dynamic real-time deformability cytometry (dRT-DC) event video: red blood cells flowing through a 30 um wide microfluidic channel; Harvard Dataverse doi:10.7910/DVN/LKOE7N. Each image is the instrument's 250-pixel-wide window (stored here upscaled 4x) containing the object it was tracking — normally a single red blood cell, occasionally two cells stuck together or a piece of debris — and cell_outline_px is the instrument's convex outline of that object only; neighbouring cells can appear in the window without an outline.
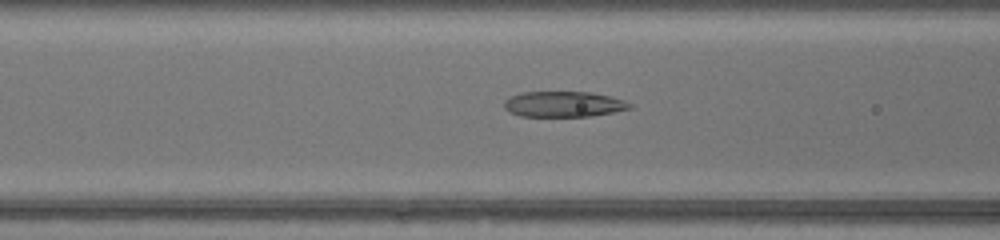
{"species": "common noctule bat (a hibernating species)", "species_latin": "Nyctalus noctula", "temperature_condition": "warm", "stored_images_in_passage": 48, "camera_frame_rate_fps": 3000, "um_per_image_px": 0.085, "animal": {"sex": "female", "body_mass_g": 17.0, "forearm_length_mm": 48.0}, "frame": {"image": 1, "passage_image": 21, "time_ms": 6.667, "image_size_px": [1000, 240], "cell_outline_px": [[632, 108], [612, 112], [588, 116], [520, 116], [508, 112], [504, 108], [504, 100], [508, 96], [520, 92], [592, 92], [624, 100], [632, 104]], "centroid_in_image_um": [47.85, 8.85], "position_along_channel_um": 118.8, "area_um2": 18.79}}
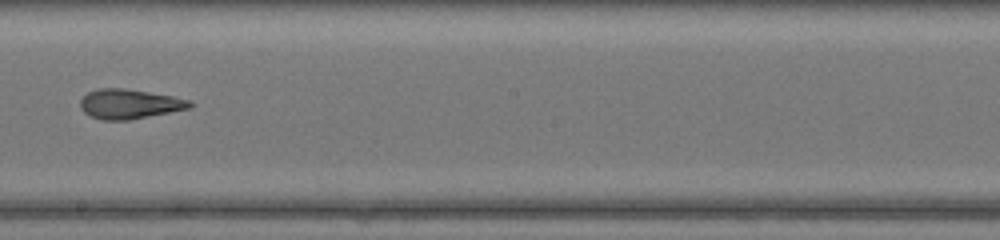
{"frame": {"image": 2, "passage_image": 29, "time_ms": 9.333, "image_size_px": [1000, 240], "cell_outline_px": [[196, 104], [192, 108], [128, 120], [104, 120], [92, 116], [84, 112], [80, 108], [80, 100], [88, 92], [100, 88], [124, 88], [172, 96], [188, 100]], "centroid_in_image_um": [11.02, 8.84], "position_along_channel_um": 237.2, "area_um2": 18.84}}
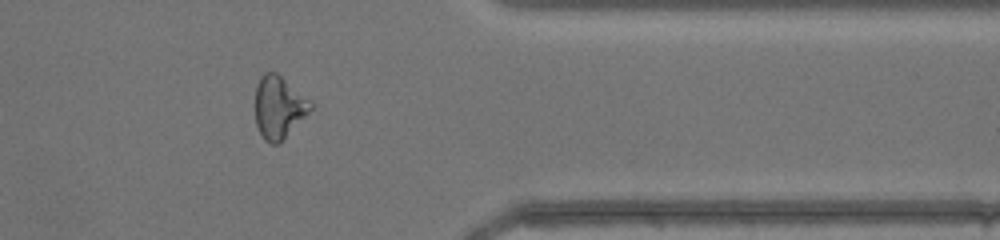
{"frame": {"image": 3, "passage_image": 40, "time_ms": 13.0, "image_size_px": [1000, 240], "cell_outline_px": [[312, 108], [276, 144], [272, 144], [264, 140], [256, 124], [256, 84], [260, 76], [264, 72], [276, 72], [312, 100]], "centroid_in_image_um": [23.68, 9.05], "position_along_channel_um": 387.7, "area_um2": 19.71}, "authors_computed_cell_mechanics": {"area_um2": 21.0681, "velocity_mm_per_s": 4.4448, "shape_relaxation_time_tau1_ms": 6.1572, "shape_relaxation_time_tau2_ms": 2.3647, "deformation_change_tau1": 0.2202, "deformation_change_tau2": 0.1321}}